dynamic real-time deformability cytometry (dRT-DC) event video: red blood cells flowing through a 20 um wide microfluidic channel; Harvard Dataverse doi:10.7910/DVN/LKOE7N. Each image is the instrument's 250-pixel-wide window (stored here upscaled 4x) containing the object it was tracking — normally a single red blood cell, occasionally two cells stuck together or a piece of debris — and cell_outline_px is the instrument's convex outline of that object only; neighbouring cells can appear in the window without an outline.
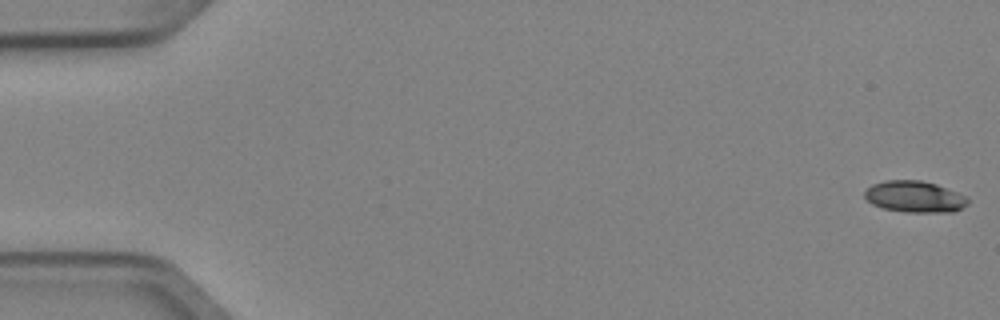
{"species": "Egyptian fruit bat (a non-hibernating species)", "species_latin": "Rousettus aegyptiacus", "temperature_condition": "cold", "stored_images_in_passage": 5, "camera_frame_rate_fps": 3000, "um_per_image_px": 0.085, "animal": {"sex": "female"}, "frame": {"image": 1, "passage_image": 1, "time_ms": 0.0, "image_size_px": [1000, 320], "cell_outline_px": [[968, 204], [952, 212], [904, 212], [884, 208], [872, 204], [864, 196], [864, 192], [872, 184], [884, 180], [920, 180], [936, 184], [956, 192], [964, 196], [968, 200]], "centroid_in_image_um": [77.71, 16.71], "position_along_channel_um": 7.3, "area_um2": 18.73}}
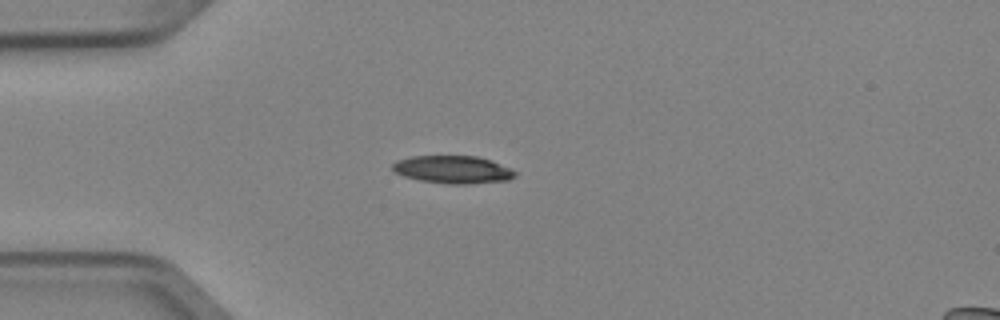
{"frame": {"image": 2, "passage_image": 4, "time_ms": 1.0, "image_size_px": [1000, 320], "cell_outline_px": [[516, 176], [508, 180], [468, 184], [448, 184], [420, 180], [404, 176], [396, 172], [392, 168], [392, 164], [396, 160], [412, 156], [476, 156], [492, 160], [512, 168], [516, 172]], "centroid_in_image_um": [38.53, 14.41], "position_along_channel_um": 46.5, "area_um2": 19.88}}